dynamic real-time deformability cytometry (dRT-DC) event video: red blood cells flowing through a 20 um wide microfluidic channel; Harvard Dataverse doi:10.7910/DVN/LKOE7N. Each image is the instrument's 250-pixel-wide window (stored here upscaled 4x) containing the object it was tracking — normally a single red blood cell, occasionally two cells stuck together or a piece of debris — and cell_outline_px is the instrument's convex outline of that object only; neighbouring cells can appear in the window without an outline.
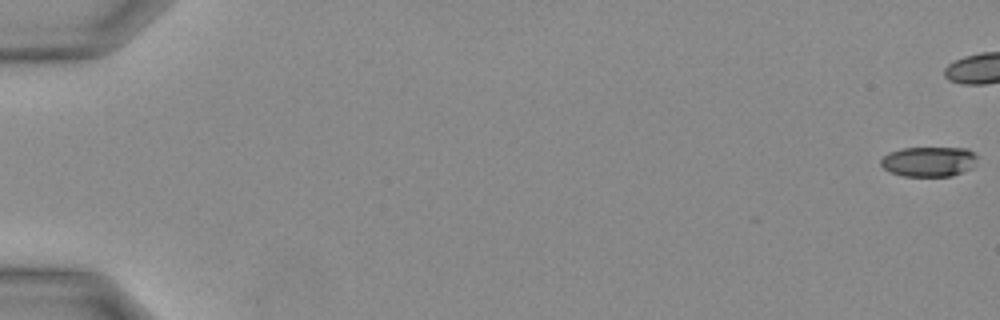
{"species": "Egyptian fruit bat (a non-hibernating species)", "species_latin": "Rousettus aegyptiacus", "temperature_condition": "warm", "stored_images_in_passage": 5, "camera_frame_rate_fps": 3000, "um_per_image_px": 0.085, "animal": {"sex": "female"}, "frame": {"image": 1, "passage_image": 1, "time_ms": 0.0, "image_size_px": [1000, 320], "cell_outline_px": [[976, 160], [968, 168], [952, 176], [904, 176], [888, 172], [880, 164], [880, 160], [888, 152], [904, 148], [968, 148], [976, 156]], "centroid_in_image_um": [78.88, 13.73], "position_along_channel_um": 6.1, "area_um2": 16.65}}